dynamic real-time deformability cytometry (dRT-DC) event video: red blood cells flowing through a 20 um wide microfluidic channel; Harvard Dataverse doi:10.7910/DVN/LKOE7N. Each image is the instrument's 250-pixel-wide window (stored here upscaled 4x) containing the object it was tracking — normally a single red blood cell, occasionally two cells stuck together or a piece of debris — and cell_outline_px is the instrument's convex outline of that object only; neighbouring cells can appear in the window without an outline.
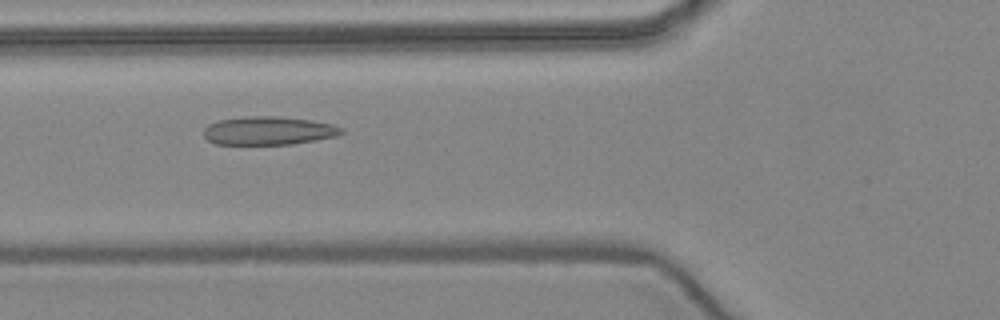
{"species": "common noctule bat (a hibernating species)", "species_latin": "Nyctalus noctula", "temperature_condition": "warm", "stored_images_in_passage": 41, "camera_frame_rate_fps": 3000, "um_per_image_px": 0.085, "animal": {"sex": "female", "body_mass_g": 24.6, "forearm_length_mm": 56.2}, "frame": {"image": 1, "passage_image": 9, "time_ms": 2.667, "image_size_px": [1000, 320], "cell_outline_px": [[344, 132], [336, 136], [316, 140], [292, 144], [216, 144], [208, 140], [204, 136], [204, 128], [208, 124], [220, 120], [248, 116], [280, 116], [312, 120], [332, 124], [344, 128]], "centroid_in_image_um": [22.85, 11.1], "position_along_channel_um": 103.0, "area_um2": 22.83}}
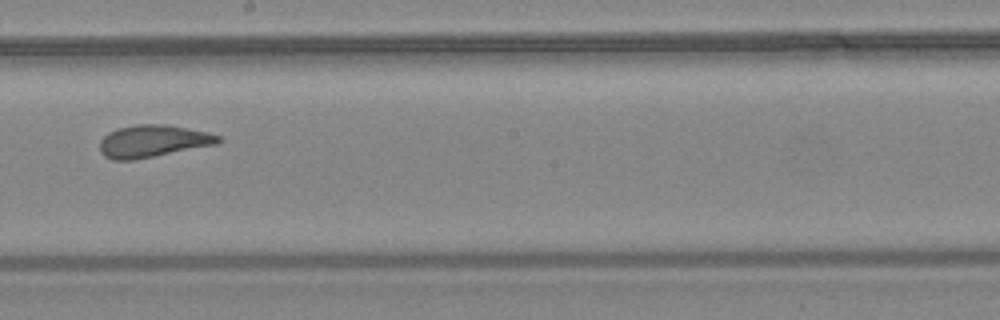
{"frame": {"image": 2, "passage_image": 19, "time_ms": 6.0, "image_size_px": [1000, 320], "cell_outline_px": [[224, 140], [216, 144], [132, 160], [112, 160], [104, 156], [100, 152], [100, 140], [108, 132], [120, 128], [136, 124], [168, 124], [208, 132], [220, 136]], "centroid_in_image_um": [12.99, 11.98], "position_along_channel_um": 235.2, "area_um2": 22.2}}
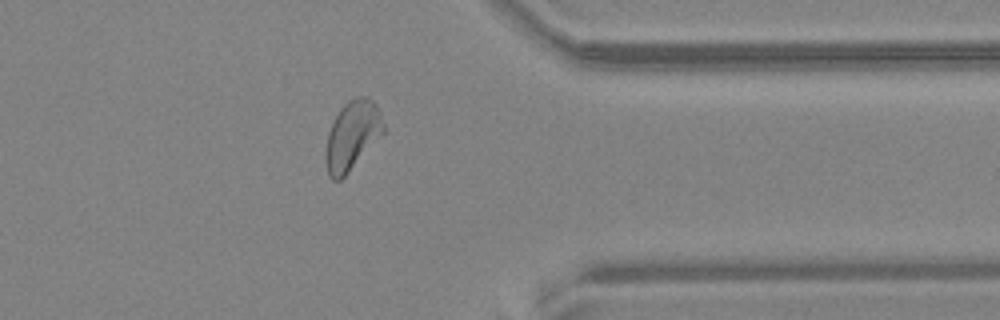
{"frame": {"image": 3, "passage_image": 31, "time_ms": 10.0, "image_size_px": [1000, 320], "cell_outline_px": [[384, 132], [348, 172], [340, 180], [332, 180], [328, 176], [324, 160], [324, 152], [328, 132], [340, 108], [348, 100], [356, 96], [368, 96], [376, 104], [380, 112], [384, 124]], "centroid_in_image_um": [29.91, 11.5], "position_along_channel_um": 381.5, "area_um2": 23.29}, "authors_computed_cell_mechanics": {"area_um2": 22.831, "velocity_mm_per_s": 3.952, "shape_relaxation_time_tau1_ms": null, "shape_relaxation_time_tau2_ms": 1.2993, "deformation_change_tau1": null, "deformation_change_tau2": 0.0736}}